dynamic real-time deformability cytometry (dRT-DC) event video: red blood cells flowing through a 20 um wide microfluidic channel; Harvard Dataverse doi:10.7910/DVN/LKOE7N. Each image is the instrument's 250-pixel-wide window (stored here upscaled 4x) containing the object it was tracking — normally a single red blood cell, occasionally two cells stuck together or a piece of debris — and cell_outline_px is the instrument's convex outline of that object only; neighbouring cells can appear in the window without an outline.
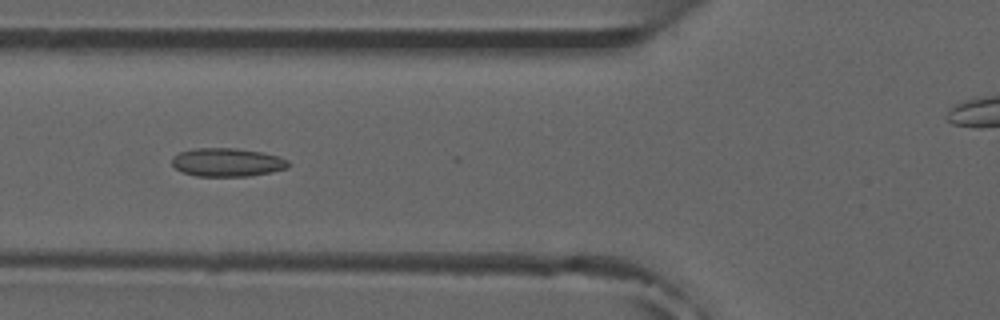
{"species": "common noctule bat (a hibernating species)", "species_latin": "Nyctalus noctula", "temperature_condition": "room temperature", "stored_images_in_passage": 6, "camera_frame_rate_fps": 3000, "um_per_image_px": 0.085, "animal": {"sex": "male", "forearm_length_mm": 52.5}, "frame": {"image": 1, "passage_image": 5, "time_ms": 4.667, "image_size_px": [1000, 320], "cell_outline_px": [[292, 164], [288, 168], [272, 172], [252, 176], [196, 176], [180, 172], [172, 164], [172, 156], [180, 152], [196, 148], [236, 148], [264, 152], [288, 160]], "centroid_in_image_um": [19.33, 13.8], "position_along_channel_um": 106.5, "area_um2": 19.54}}
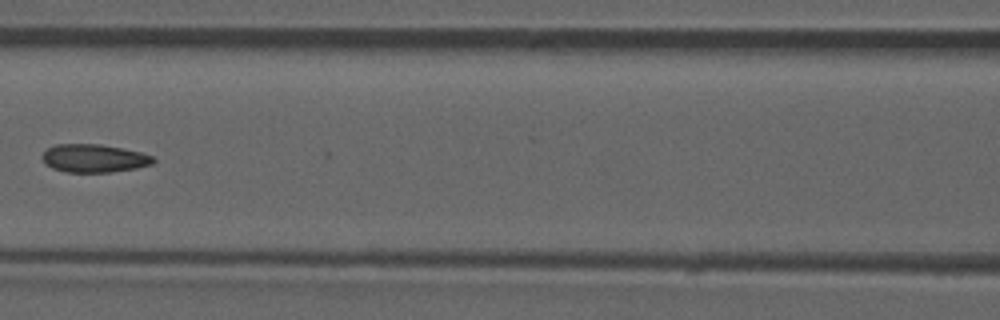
{"frame": {"image": 2, "passage_image": 6, "time_ms": 6.0, "image_size_px": [1000, 320], "cell_outline_px": [[156, 160], [152, 164], [136, 168], [108, 172], [68, 172], [52, 168], [44, 164], [40, 156], [48, 148], [56, 144], [100, 144], [124, 148], [140, 152], [152, 156]], "centroid_in_image_um": [7.97, 13.45], "position_along_channel_um": 158.6, "area_um2": 18.26}}